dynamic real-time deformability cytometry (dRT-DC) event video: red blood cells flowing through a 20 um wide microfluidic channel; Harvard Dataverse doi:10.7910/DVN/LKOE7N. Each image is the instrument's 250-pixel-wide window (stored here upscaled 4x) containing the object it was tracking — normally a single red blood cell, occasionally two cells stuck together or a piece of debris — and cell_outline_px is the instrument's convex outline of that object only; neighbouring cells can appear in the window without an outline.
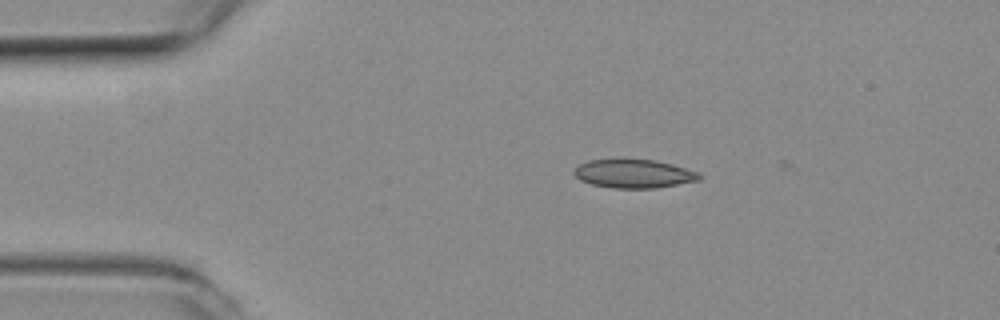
{"species": "common noctule bat (a hibernating species)", "species_latin": "Nyctalus noctula", "temperature_condition": "room temperature", "stored_images_in_passage": 47, "camera_frame_rate_fps": 3000, "um_per_image_px": 0.085, "animal": {"sex": "female", "body_mass_g": 19.3, "forearm_length_mm": 54.1}, "frame": {"image": 1, "passage_image": 3, "time_ms": 0.667, "image_size_px": [1000, 320], "cell_outline_px": [[704, 176], [700, 180], [656, 188], [612, 188], [592, 184], [580, 180], [572, 172], [580, 164], [588, 160], [656, 160], [672, 164], [700, 172]], "centroid_in_image_um": [53.92, 14.77], "position_along_channel_um": 31.1, "area_um2": 20.81}}
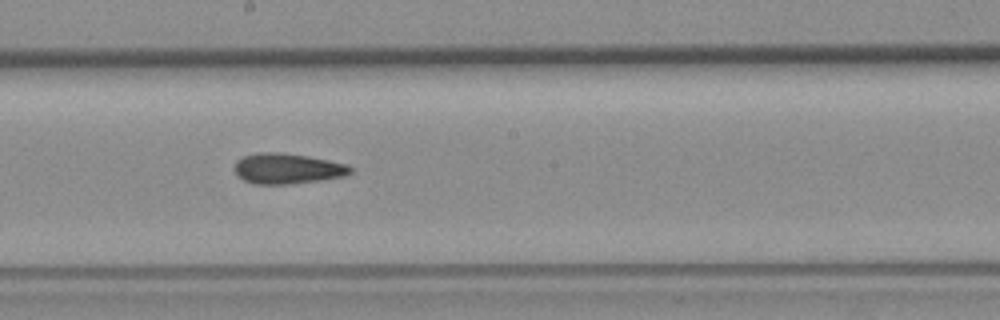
{"frame": {"image": 2, "passage_image": 22, "time_ms": 7.0, "image_size_px": [1000, 320], "cell_outline_px": [[352, 172], [344, 176], [320, 180], [288, 184], [256, 184], [244, 180], [236, 176], [236, 160], [244, 156], [256, 152], [280, 152], [308, 156], [348, 164], [352, 168]], "centroid_in_image_um": [24.43, 14.32], "position_along_channel_um": 223.8, "area_um2": 20.58}}
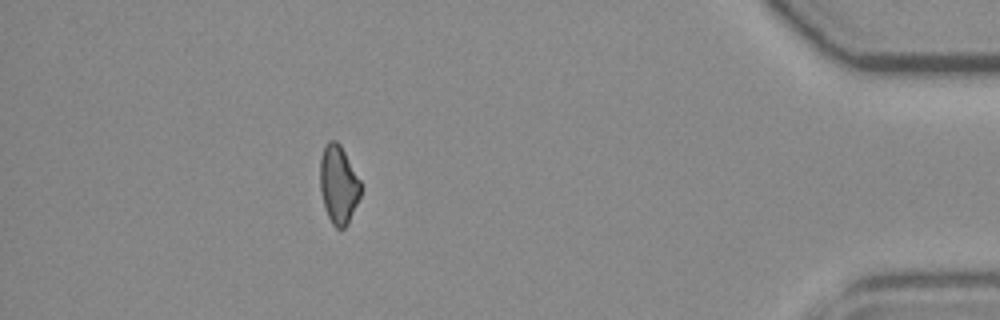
{"frame": {"image": 3, "passage_image": 41, "time_ms": 13.333, "image_size_px": [1000, 320], "cell_outline_px": [[360, 196], [348, 224], [344, 228], [336, 228], [332, 224], [328, 216], [320, 192], [320, 160], [324, 148], [328, 140], [336, 140], [340, 144], [360, 180]], "centroid_in_image_um": [28.76, 15.69], "position_along_channel_um": 406.4, "area_um2": 18.38}, "authors_computed_cell_mechanics": {"area_um2": 19.9988, "velocity_mm_per_s": 3.7656, "shape_relaxation_time_tau1_ms": null, "shape_relaxation_time_tau2_ms": 8.7241, "deformation_change_tau1": null, "deformation_change_tau2": 0.1779}}